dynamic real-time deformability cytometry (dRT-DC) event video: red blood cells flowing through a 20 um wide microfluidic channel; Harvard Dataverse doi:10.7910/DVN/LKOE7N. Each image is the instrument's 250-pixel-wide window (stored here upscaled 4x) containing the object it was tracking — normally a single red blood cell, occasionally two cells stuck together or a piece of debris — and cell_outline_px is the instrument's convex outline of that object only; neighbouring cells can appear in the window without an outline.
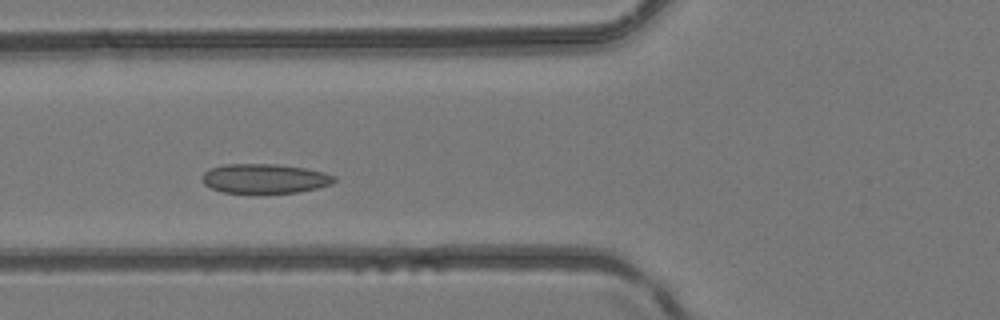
{"species": "common noctule bat (a hibernating species)", "species_latin": "Nyctalus noctula", "temperature_condition": "room temperature", "stored_images_in_passage": 3, "camera_frame_rate_fps": 3000, "um_per_image_px": 0.085, "animal": {"sex": "female", "body_mass_g": 24.6, "forearm_length_mm": 56.2}, "frame": {"image": 1, "passage_image": 3, "time_ms": 0.667, "image_size_px": [1000, 320], "cell_outline_px": [[336, 180], [332, 184], [300, 192], [220, 192], [204, 184], [200, 180], [200, 176], [208, 168], [224, 164], [276, 164], [304, 168], [324, 172], [336, 176]], "centroid_in_image_um": [22.46, 15.16], "position_along_channel_um": 103.3, "area_um2": 22.72}}